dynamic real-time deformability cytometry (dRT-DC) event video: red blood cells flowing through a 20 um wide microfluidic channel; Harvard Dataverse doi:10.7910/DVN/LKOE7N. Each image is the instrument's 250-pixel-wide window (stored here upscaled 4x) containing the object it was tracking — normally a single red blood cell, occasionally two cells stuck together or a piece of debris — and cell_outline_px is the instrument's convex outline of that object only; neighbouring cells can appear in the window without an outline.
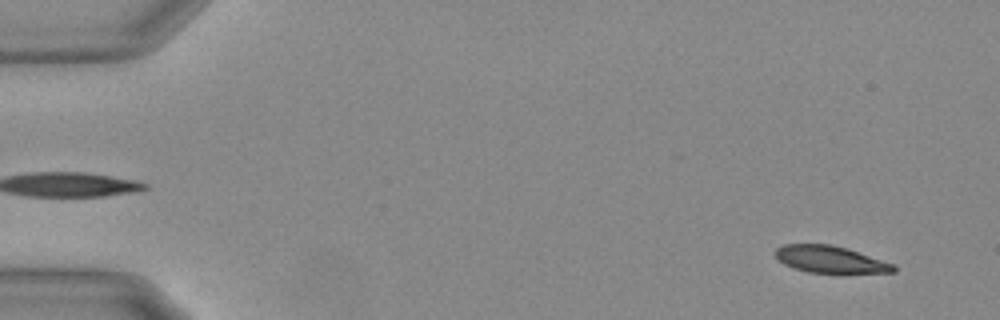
{"species": "Egyptian fruit bat (a non-hibernating species)", "species_latin": "Rousettus aegyptiacus", "temperature_condition": "warm", "stored_images_in_passage": 6, "camera_frame_rate_fps": 3000, "um_per_image_px": 0.085, "animal": {"sex": "female"}, "frame": {"image": 1, "passage_image": 3, "time_ms": 0.667, "image_size_px": [1000, 320], "cell_outline_px": [[896, 272], [808, 272], [792, 268], [784, 264], [776, 256], [776, 248], [784, 244], [832, 244], [848, 248], [892, 264], [896, 268]], "centroid_in_image_um": [70.52, 22.03], "position_along_channel_um": 14.5, "area_um2": 18.21}}